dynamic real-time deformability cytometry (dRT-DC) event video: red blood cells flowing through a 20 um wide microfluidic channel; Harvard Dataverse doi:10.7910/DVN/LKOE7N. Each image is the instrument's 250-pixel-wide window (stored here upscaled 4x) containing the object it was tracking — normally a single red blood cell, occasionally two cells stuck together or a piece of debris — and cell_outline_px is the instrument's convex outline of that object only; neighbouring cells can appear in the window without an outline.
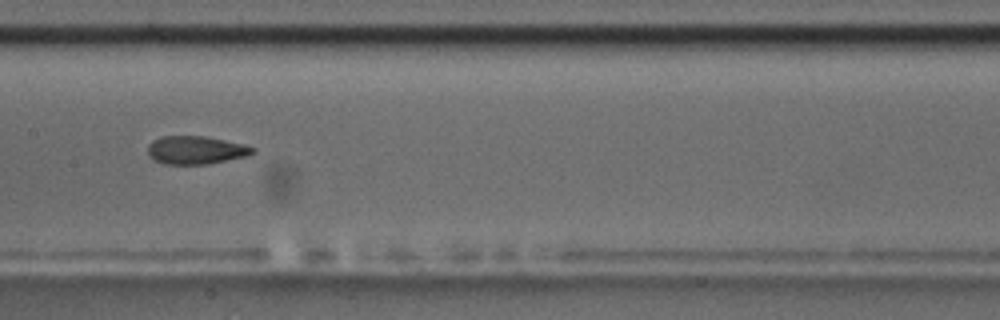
{"species": "common noctule bat (a hibernating species)", "species_latin": "Nyctalus noctula", "temperature_condition": "room temperature", "stored_images_in_passage": 15, "camera_frame_rate_fps": 3000, "um_per_image_px": 0.085, "animal": {"sex": "male", "body_mass_g": 17.5, "forearm_length_mm": 52.3}, "frame": {"image": 1, "passage_image": 7, "time_ms": 7.0, "image_size_px": [1000, 320], "cell_outline_px": [[256, 152], [248, 156], [208, 164], [164, 164], [148, 156], [148, 144], [152, 140], [160, 136], [204, 136], [244, 144], [256, 148]], "centroid_in_image_um": [16.66, 12.75], "position_along_channel_um": 190.7, "area_um2": 17.34}, "authors_computed_cell_mechanics": {"area_um2": 17.9758, "velocity_mm_per_s": 3.5448, "shape_relaxation_time_tau1_ms": null, "shape_relaxation_time_tau2_ms": 2.2283, "deformation_change_tau1": null, "deformation_change_tau2": 0.1083}}